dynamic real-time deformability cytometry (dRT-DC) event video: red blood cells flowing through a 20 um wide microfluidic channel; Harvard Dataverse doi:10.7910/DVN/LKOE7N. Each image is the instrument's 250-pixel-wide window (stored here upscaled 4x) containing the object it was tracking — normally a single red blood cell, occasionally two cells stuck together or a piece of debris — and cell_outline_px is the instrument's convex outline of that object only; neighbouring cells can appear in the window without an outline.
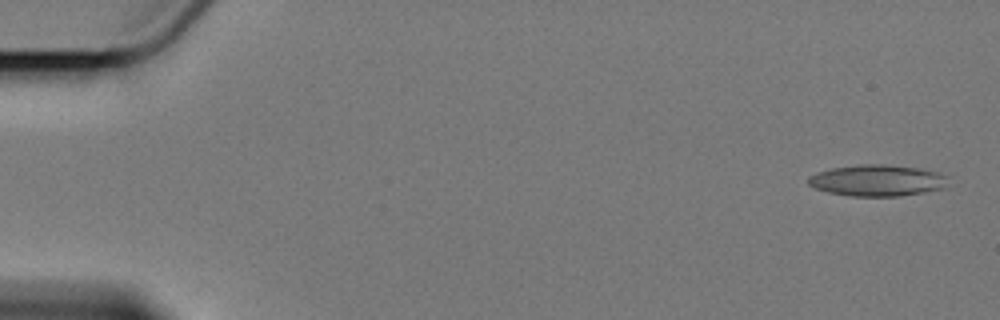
{"species": "Egyptian fruit bat (a non-hibernating species)", "species_latin": "Rousettus aegyptiacus", "temperature_condition": "cold", "stored_images_in_passage": 7, "camera_frame_rate_fps": 3000, "um_per_image_px": 0.085, "animal": {"sex": "female"}, "frame": {"image": 1, "passage_image": 1, "time_ms": 0.0, "image_size_px": [1000, 320], "cell_outline_px": [[948, 176], [944, 188], [924, 192], [900, 196], [852, 196], [828, 192], [816, 188], [808, 184], [808, 176], [816, 172], [832, 168], [860, 164], [888, 164], [916, 168], [940, 172]], "centroid_in_image_um": [74.56, 15.33], "position_along_channel_um": 10.4, "area_um2": 25.61}}
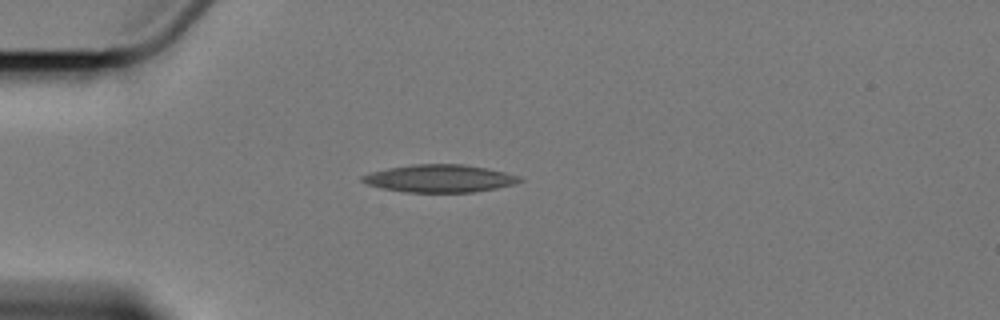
{"frame": {"image": 2, "passage_image": 5, "time_ms": 4.667, "image_size_px": [1000, 320], "cell_outline_px": [[524, 180], [512, 184], [496, 188], [472, 192], [404, 192], [384, 188], [368, 184], [360, 180], [360, 176], [372, 172], [388, 168], [412, 164], [464, 164], [504, 172], [520, 176]], "centroid_in_image_um": [37.35, 15.16], "position_along_channel_um": 47.6, "area_um2": 25.09}}
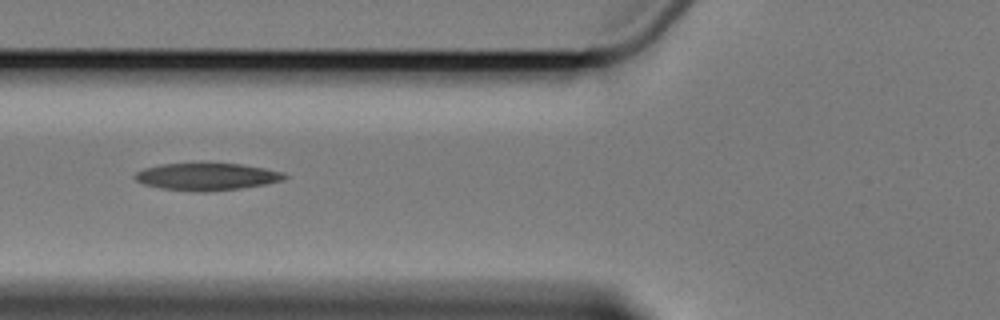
{"frame": {"image": 3, "passage_image": 7, "time_ms": 7.0, "image_size_px": [1000, 320], "cell_outline_px": [[288, 176], [284, 180], [264, 184], [240, 188], [204, 192], [200, 192], [160, 188], [144, 184], [136, 180], [132, 176], [136, 172], [144, 168], [160, 164], [240, 164], [264, 168], [284, 172]], "centroid_in_image_um": [17.56, 15.02], "position_along_channel_um": 108.2, "area_um2": 23.52}}